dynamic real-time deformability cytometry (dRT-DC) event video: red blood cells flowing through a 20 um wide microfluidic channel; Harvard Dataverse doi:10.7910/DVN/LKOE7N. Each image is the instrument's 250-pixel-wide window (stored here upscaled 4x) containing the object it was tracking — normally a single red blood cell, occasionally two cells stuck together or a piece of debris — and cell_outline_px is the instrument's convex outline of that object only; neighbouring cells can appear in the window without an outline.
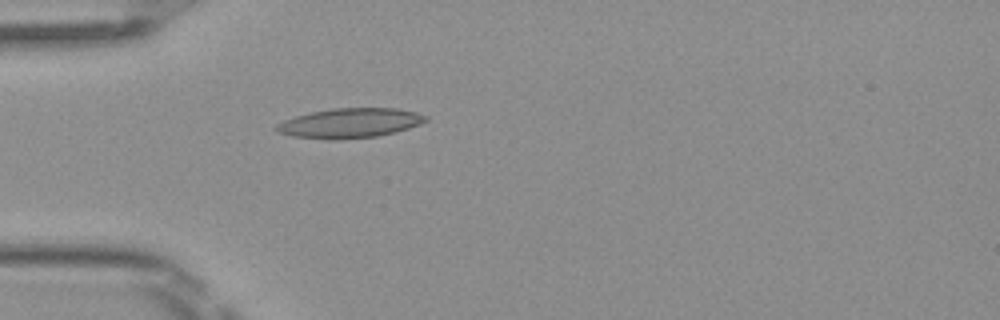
{"species": "Egyptian fruit bat (a non-hibernating species)", "species_latin": "Rousettus aegyptiacus", "temperature_condition": "room temperature", "stored_images_in_passage": 4, "camera_frame_rate_fps": 3000, "um_per_image_px": 0.085, "frame": {"image": 1, "passage_image": 4, "time_ms": 1.0, "image_size_px": [1000, 320], "cell_outline_px": [[428, 120], [420, 124], [396, 132], [376, 136], [332, 140], [292, 136], [276, 132], [276, 124], [284, 120], [296, 116], [312, 112], [332, 108], [396, 108], [416, 112], [428, 116]], "centroid_in_image_um": [29.74, 10.46], "position_along_channel_um": 55.3, "area_um2": 25.78}}